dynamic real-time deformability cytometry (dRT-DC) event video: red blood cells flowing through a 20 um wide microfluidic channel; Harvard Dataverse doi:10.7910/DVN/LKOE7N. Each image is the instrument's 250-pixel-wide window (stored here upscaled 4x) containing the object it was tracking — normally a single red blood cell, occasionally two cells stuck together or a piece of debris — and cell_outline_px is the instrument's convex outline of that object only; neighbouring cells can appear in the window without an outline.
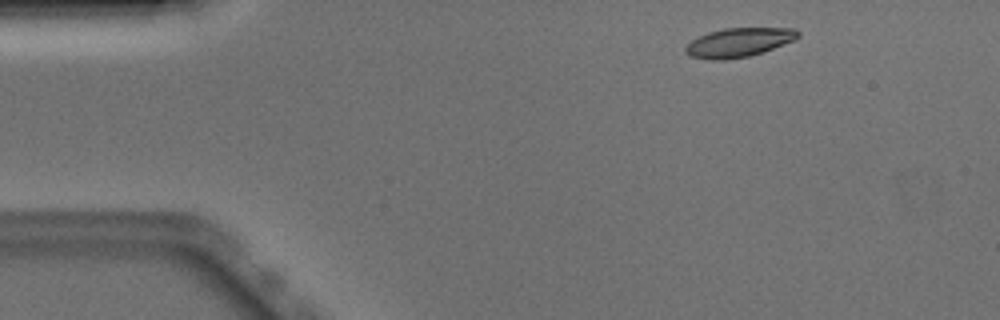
{"species": "Egyptian fruit bat (a non-hibernating species)", "species_latin": "Rousettus aegyptiacus", "temperature_condition": "warm", "stored_images_in_passage": 48, "camera_frame_rate_fps": 3000, "um_per_image_px": 0.085, "animal": {"sex": "male"}, "frame": {"image": 1, "passage_image": 3, "time_ms": 0.667, "image_size_px": [1000, 320], "cell_outline_px": [[800, 36], [796, 40], [764, 52], [748, 56], [724, 60], [708, 60], [692, 56], [684, 52], [684, 48], [692, 40], [708, 32], [724, 28], [796, 28], [800, 32]], "centroid_in_image_um": [62.84, 3.6], "position_along_channel_um": 22.2, "area_um2": 19.19}}
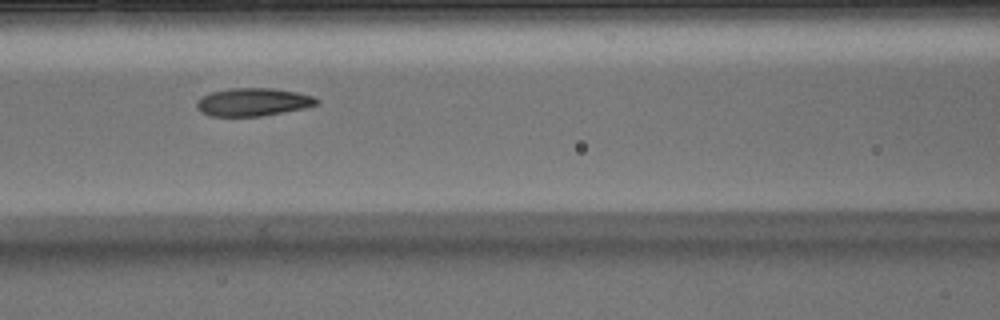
{"frame": {"image": 2, "passage_image": 18, "time_ms": 5.667, "image_size_px": [1000, 320], "cell_outline_px": [[320, 104], [304, 108], [260, 116], [208, 116], [200, 112], [196, 108], [196, 100], [212, 92], [228, 88], [272, 88], [296, 92], [312, 96], [320, 100]], "centroid_in_image_um": [21.49, 8.67], "position_along_channel_um": 145.1, "area_um2": 19.59}}
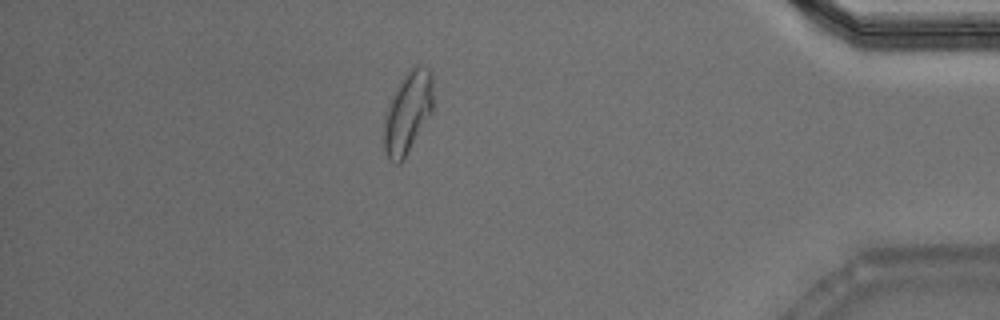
{"frame": {"image": 3, "passage_image": 41, "time_ms": 13.333, "image_size_px": [1000, 320], "cell_outline_px": [[432, 112], [404, 160], [400, 164], [396, 164], [388, 160], [384, 148], [384, 116], [388, 104], [400, 80], [416, 64], [420, 64], [428, 68], [432, 76]], "centroid_in_image_um": [34.64, 9.59], "position_along_channel_um": 400.6, "area_um2": 23.52}, "authors_computed_cell_mechanics": {"area_um2": 19.7676, "velocity_mm_per_s": 3.8776, "shape_relaxation_time_tau1_ms": 6.355, "shape_relaxation_time_tau2_ms": 1.81, "deformation_change_tau1": 0.1751, "deformation_change_tau2": 0.0826}}